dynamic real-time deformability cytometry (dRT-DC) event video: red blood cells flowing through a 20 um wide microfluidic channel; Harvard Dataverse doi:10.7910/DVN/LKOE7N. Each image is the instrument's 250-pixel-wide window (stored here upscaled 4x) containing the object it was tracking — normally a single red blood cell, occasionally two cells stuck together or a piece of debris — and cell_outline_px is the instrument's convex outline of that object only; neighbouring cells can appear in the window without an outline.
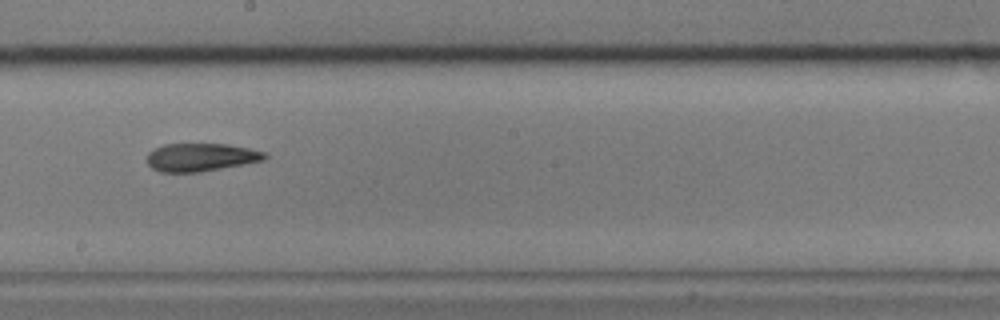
{"species": "common noctule bat (a hibernating species)", "species_latin": "Nyctalus noctula", "temperature_condition": "cold", "stored_images_in_passage": 10, "camera_frame_rate_fps": 3000, "um_per_image_px": 0.085, "animal": {"sex": "male", "body_mass_g": 17.9}, "frame": {"image": 1, "passage_image": 9, "time_ms": 9.0, "image_size_px": [1000, 320], "cell_outline_px": [[268, 156], [264, 160], [244, 164], [200, 172], [160, 172], [152, 168], [148, 164], [148, 152], [164, 144], [228, 144], [268, 152]], "centroid_in_image_um": [17.1, 13.36], "position_along_channel_um": 231.1, "area_um2": 19.25}}